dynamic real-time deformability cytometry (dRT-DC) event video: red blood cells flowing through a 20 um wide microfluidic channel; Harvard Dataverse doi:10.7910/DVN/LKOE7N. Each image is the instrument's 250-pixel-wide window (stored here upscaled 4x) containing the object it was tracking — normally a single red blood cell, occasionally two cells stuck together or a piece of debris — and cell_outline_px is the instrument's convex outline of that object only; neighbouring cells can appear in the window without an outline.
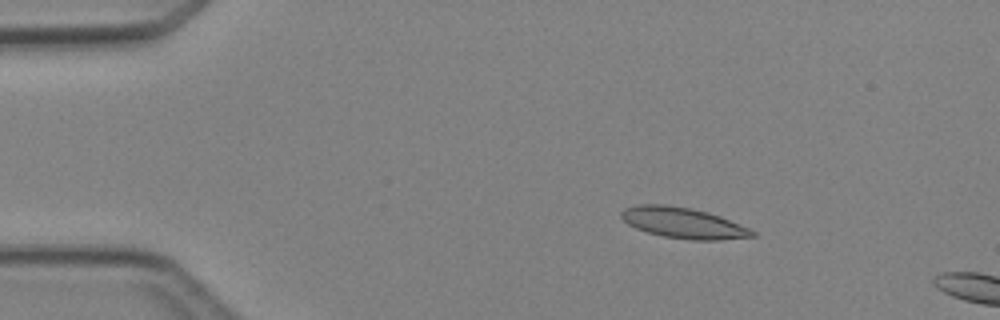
{"species": "Egyptian fruit bat (a non-hibernating species)", "species_latin": "Rousettus aegyptiacus", "temperature_condition": "cold", "stored_images_in_passage": 4, "camera_frame_rate_fps": 3000, "um_per_image_px": 0.085, "animal": {"sex": "female"}, "frame": {"image": 1, "passage_image": 3, "time_ms": 2.333, "image_size_px": [1000, 320], "cell_outline_px": [[756, 236], [720, 240], [688, 240], [664, 236], [648, 232], [636, 228], [628, 224], [620, 216], [620, 212], [624, 208], [640, 204], [664, 204], [692, 208], [708, 212], [720, 216], [748, 228], [756, 232]], "centroid_in_image_um": [58.06, 18.94], "position_along_channel_um": 26.9, "area_um2": 23.47}}